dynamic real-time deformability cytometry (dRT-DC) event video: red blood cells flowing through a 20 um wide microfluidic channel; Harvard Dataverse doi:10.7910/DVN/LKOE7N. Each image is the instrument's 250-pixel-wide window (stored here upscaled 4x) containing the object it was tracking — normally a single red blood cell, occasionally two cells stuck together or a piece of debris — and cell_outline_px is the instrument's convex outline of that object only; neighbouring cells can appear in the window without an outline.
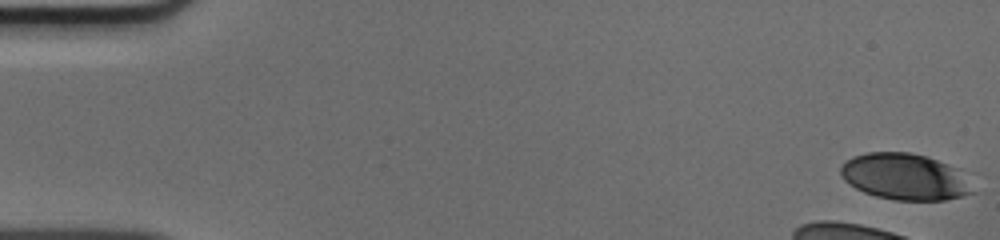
{"species": "human", "species_latin": "Homo sapiens", "temperature_condition": "cold", "stored_images_in_passage": 8, "camera_frame_rate_fps": 3000, "um_per_image_px": 0.085, "donor": {"sex": "male"}, "frame": {"image": 1, "passage_image": 1, "time_ms": 0.0, "image_size_px": [1000, 240], "cell_outline_px": [[976, 192], [944, 200], [896, 200], [876, 196], [864, 192], [856, 188], [844, 180], [840, 172], [840, 168], [852, 156], [868, 152], [908, 152], [924, 156], [936, 160], [956, 168]], "centroid_in_image_um": [76.87, 15.02], "position_along_channel_um": 8.1, "area_um2": 35.14}}